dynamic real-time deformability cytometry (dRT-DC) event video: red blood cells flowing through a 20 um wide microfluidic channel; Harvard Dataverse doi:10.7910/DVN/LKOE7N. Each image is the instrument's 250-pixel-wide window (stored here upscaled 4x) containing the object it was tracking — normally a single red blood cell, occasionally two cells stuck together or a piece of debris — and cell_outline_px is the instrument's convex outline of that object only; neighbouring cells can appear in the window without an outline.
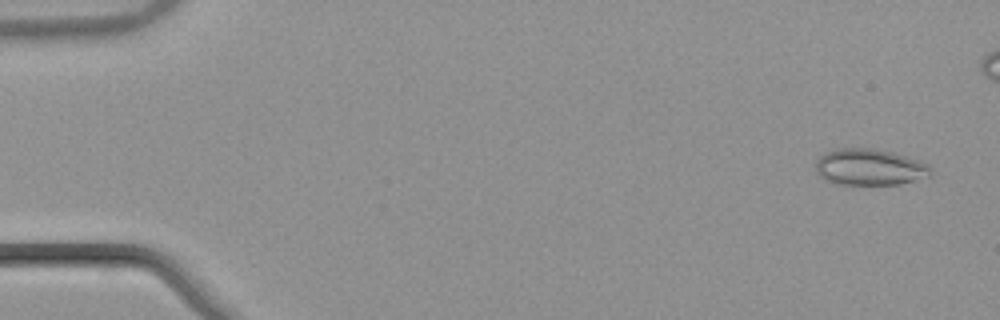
{"species": "common noctule bat (a hibernating species)", "species_latin": "Nyctalus noctula", "temperature_condition": "warm", "stored_images_in_passage": 49, "camera_frame_rate_fps": 3000, "um_per_image_px": 0.085, "animal": {"sex": "male", "body_mass_g": 21.5, "forearm_length_mm": 52.0}, "frame": {"image": 1, "passage_image": 3, "time_ms": 0.667, "image_size_px": [1000, 320], "cell_outline_px": [[932, 172], [928, 176], [916, 180], [900, 184], [840, 184], [828, 180], [820, 176], [816, 172], [816, 160], [820, 156], [836, 148], [872, 148], [892, 152], [920, 160], [928, 164], [932, 168]], "centroid_in_image_um": [73.94, 14.19], "position_along_channel_um": 11.1, "area_um2": 24.33}}
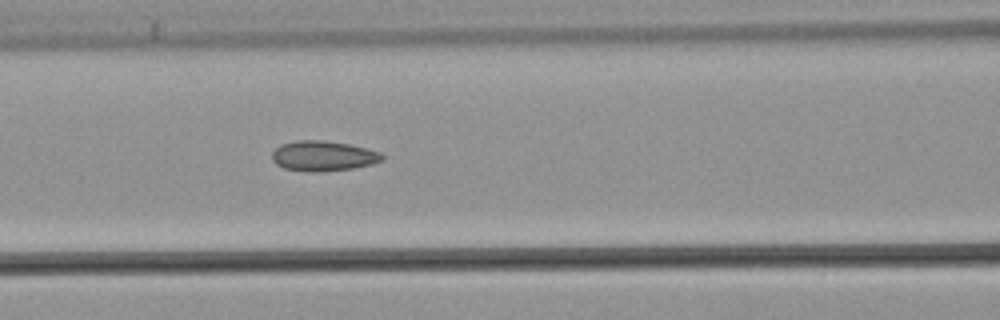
{"frame": {"image": 2, "passage_image": 24, "time_ms": 7.667, "image_size_px": [1000, 320], "cell_outline_px": [[384, 160], [372, 164], [352, 168], [320, 172], [308, 172], [284, 168], [276, 164], [272, 160], [272, 152], [280, 144], [296, 140], [320, 140], [348, 144], [368, 148], [380, 152], [384, 156]], "centroid_in_image_um": [27.47, 13.25], "position_along_channel_um": 139.1, "area_um2": 19.48}}
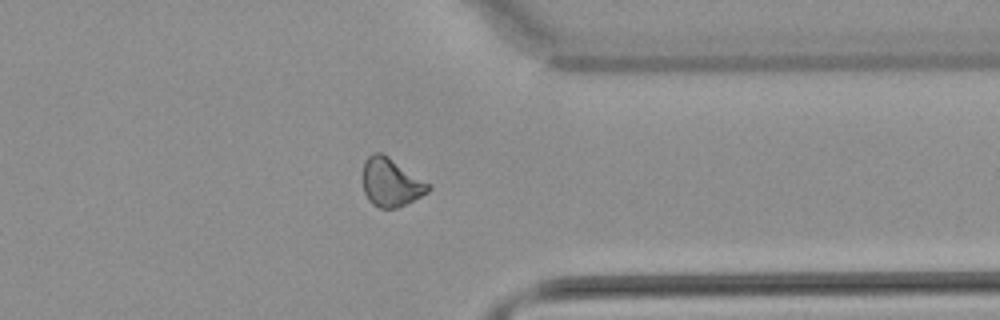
{"frame": {"image": 3, "passage_image": 43, "time_ms": 14.0, "image_size_px": [1000, 320], "cell_outline_px": [[432, 188], [428, 192], [396, 208], [380, 208], [372, 204], [368, 200], [364, 192], [364, 160], [372, 152], [380, 152], [388, 156], [432, 184]], "centroid_in_image_um": [33.25, 15.49], "position_along_channel_um": 378.2, "area_um2": 18.44}}